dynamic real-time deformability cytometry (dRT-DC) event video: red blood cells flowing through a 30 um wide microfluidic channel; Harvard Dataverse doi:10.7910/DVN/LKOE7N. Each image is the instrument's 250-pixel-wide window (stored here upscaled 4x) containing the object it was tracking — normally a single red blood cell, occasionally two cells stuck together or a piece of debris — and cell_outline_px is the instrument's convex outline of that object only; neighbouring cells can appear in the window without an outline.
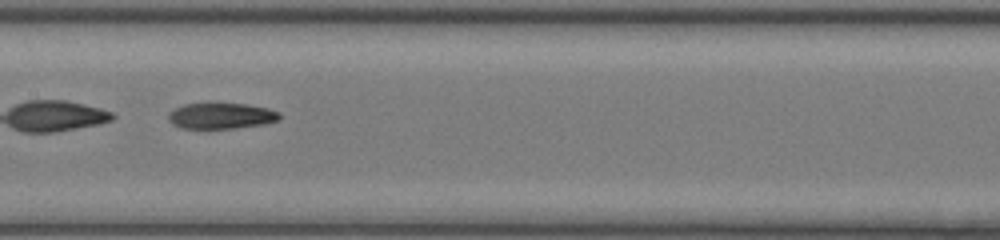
{"species": "common noctule bat (a hibernating species)", "species_latin": "Nyctalus noctula", "temperature_condition": "room temperature", "stored_images_in_passage": 30, "camera_frame_rate_fps": 3000, "um_per_image_px": 0.085, "animal": {"sex": "female", "body_mass_g": 17.0, "forearm_length_mm": 48.0}, "frame": {"image": 1, "passage_image": 9, "time_ms": 2.667, "image_size_px": [1000, 240], "cell_outline_px": [[280, 120], [264, 124], [236, 128], [180, 128], [172, 124], [168, 120], [168, 112], [184, 104], [244, 104], [268, 108], [280, 112]], "centroid_in_image_um": [18.8, 9.86], "position_along_channel_um": 188.6, "area_um2": 16.7}}
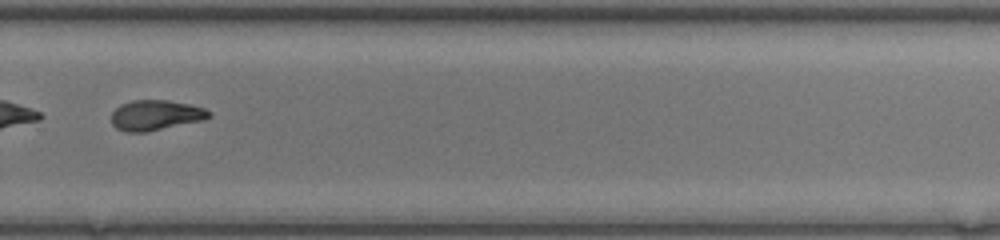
{"frame": {"image": 2, "passage_image": 18, "time_ms": 5.667, "image_size_px": [1000, 240], "cell_outline_px": [[212, 116], [204, 120], [148, 132], [124, 132], [116, 128], [112, 124], [112, 112], [120, 104], [132, 100], [168, 100], [188, 104], [204, 108], [212, 112]], "centroid_in_image_um": [13.24, 9.8], "position_along_channel_um": 316.6, "area_um2": 17.4}}